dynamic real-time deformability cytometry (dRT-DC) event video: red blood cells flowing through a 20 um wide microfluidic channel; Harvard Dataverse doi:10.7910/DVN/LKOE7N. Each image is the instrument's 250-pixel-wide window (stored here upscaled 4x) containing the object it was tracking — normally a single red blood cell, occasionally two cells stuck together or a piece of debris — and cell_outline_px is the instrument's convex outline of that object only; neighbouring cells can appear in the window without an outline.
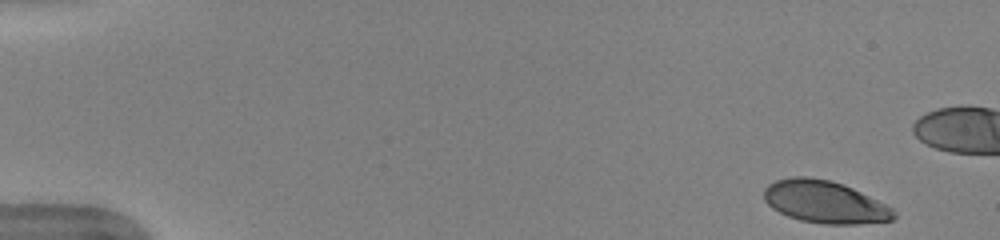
{"species": "human", "species_latin": "Homo sapiens", "temperature_condition": "warm", "stored_images_in_passage": 43, "camera_frame_rate_fps": 3000, "um_per_image_px": 0.085, "donor": {"sex": "female"}, "frame": {"image": 1, "passage_image": 1, "time_ms": 0.0, "image_size_px": [1000, 240], "cell_outline_px": [[896, 216], [892, 220], [856, 224], [824, 224], [800, 220], [788, 216], [772, 208], [764, 200], [764, 188], [768, 184], [776, 180], [792, 176], [808, 176], [828, 180], [852, 188], [892, 208], [896, 212]], "centroid_in_image_um": [70.07, 17.16], "position_along_channel_um": 14.9, "area_um2": 31.79}}
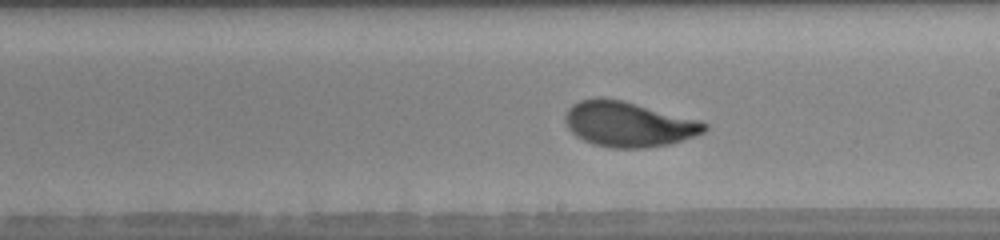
{"frame": {"image": 2, "passage_image": 28, "time_ms": 9.0, "image_size_px": [1000, 240], "cell_outline_px": [[708, 128], [704, 132], [672, 144], [644, 148], [612, 148], [592, 144], [576, 136], [568, 128], [564, 120], [564, 116], [568, 108], [572, 104], [580, 100], [596, 96], [600, 96], [620, 100], [700, 120], [708, 124]], "centroid_in_image_um": [53.39, 10.55], "position_along_channel_um": 235.6, "area_um2": 36.82}}
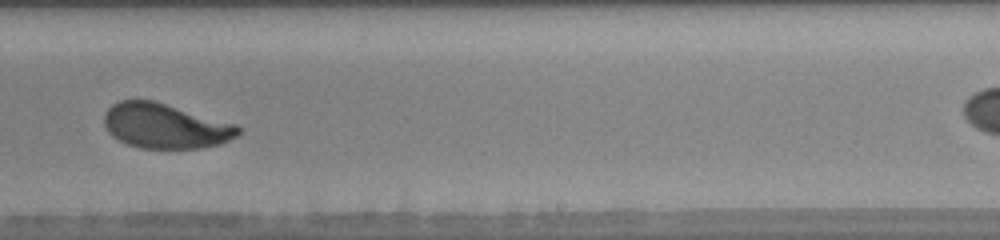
{"frame": {"image": 3, "passage_image": 31, "time_ms": 10.0, "image_size_px": [1000, 240], "cell_outline_px": [[240, 132], [236, 136], [220, 144], [200, 148], [140, 148], [128, 144], [112, 136], [108, 132], [104, 124], [104, 116], [108, 108], [112, 104], [120, 100], [152, 100], [236, 124], [240, 128]], "centroid_in_image_um": [14.03, 10.71], "position_along_channel_um": 275.0, "area_um2": 34.8}}